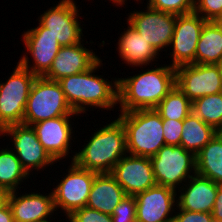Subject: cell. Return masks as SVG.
Listing matches in <instances>:
<instances>
[{
    "label": "cell",
    "mask_w": 222,
    "mask_h": 222,
    "mask_svg": "<svg viewBox=\"0 0 222 222\" xmlns=\"http://www.w3.org/2000/svg\"><path fill=\"white\" fill-rule=\"evenodd\" d=\"M154 64L152 69L140 66L143 71L128 76L118 77V109L130 112L139 109H155L161 100L176 85L175 68L167 64ZM156 66V67H155ZM161 66V67H160Z\"/></svg>",
    "instance_id": "6da1fadb"
},
{
    "label": "cell",
    "mask_w": 222,
    "mask_h": 222,
    "mask_svg": "<svg viewBox=\"0 0 222 222\" xmlns=\"http://www.w3.org/2000/svg\"><path fill=\"white\" fill-rule=\"evenodd\" d=\"M102 62L100 58L87 71L58 80L68 104L78 115H88L87 111L95 108L101 111L118 109V78L112 77L110 81L95 74L105 65Z\"/></svg>",
    "instance_id": "7a4b0ae2"
},
{
    "label": "cell",
    "mask_w": 222,
    "mask_h": 222,
    "mask_svg": "<svg viewBox=\"0 0 222 222\" xmlns=\"http://www.w3.org/2000/svg\"><path fill=\"white\" fill-rule=\"evenodd\" d=\"M84 140V145L76 152H72L74 162L81 168L98 174L111 173L114 166L127 154L126 131L122 122L112 120ZM87 142V144H86Z\"/></svg>",
    "instance_id": "3957f363"
},
{
    "label": "cell",
    "mask_w": 222,
    "mask_h": 222,
    "mask_svg": "<svg viewBox=\"0 0 222 222\" xmlns=\"http://www.w3.org/2000/svg\"><path fill=\"white\" fill-rule=\"evenodd\" d=\"M119 113L117 118L126 131L127 153L151 158L165 145L162 118L155 109Z\"/></svg>",
    "instance_id": "277c9868"
},
{
    "label": "cell",
    "mask_w": 222,
    "mask_h": 222,
    "mask_svg": "<svg viewBox=\"0 0 222 222\" xmlns=\"http://www.w3.org/2000/svg\"><path fill=\"white\" fill-rule=\"evenodd\" d=\"M65 115L78 114L68 104L58 81L37 76L29 92L23 124L32 126Z\"/></svg>",
    "instance_id": "5b68a950"
},
{
    "label": "cell",
    "mask_w": 222,
    "mask_h": 222,
    "mask_svg": "<svg viewBox=\"0 0 222 222\" xmlns=\"http://www.w3.org/2000/svg\"><path fill=\"white\" fill-rule=\"evenodd\" d=\"M150 160L156 184L176 192L196 174L195 155L181 145H164Z\"/></svg>",
    "instance_id": "8992f818"
},
{
    "label": "cell",
    "mask_w": 222,
    "mask_h": 222,
    "mask_svg": "<svg viewBox=\"0 0 222 222\" xmlns=\"http://www.w3.org/2000/svg\"><path fill=\"white\" fill-rule=\"evenodd\" d=\"M65 172L60 175L61 180L58 178L60 182L56 180L57 185L50 190L53 192L56 211L60 208L57 216L64 213L67 219L75 210L86 207L93 180L98 173L81 168L74 161Z\"/></svg>",
    "instance_id": "52a82bcc"
},
{
    "label": "cell",
    "mask_w": 222,
    "mask_h": 222,
    "mask_svg": "<svg viewBox=\"0 0 222 222\" xmlns=\"http://www.w3.org/2000/svg\"><path fill=\"white\" fill-rule=\"evenodd\" d=\"M9 78L0 81V120L6 127L23 123L31 86L37 77L18 62Z\"/></svg>",
    "instance_id": "ba28073f"
},
{
    "label": "cell",
    "mask_w": 222,
    "mask_h": 222,
    "mask_svg": "<svg viewBox=\"0 0 222 222\" xmlns=\"http://www.w3.org/2000/svg\"><path fill=\"white\" fill-rule=\"evenodd\" d=\"M75 0H59L42 12L37 20L57 38L61 46H71L84 41L83 25ZM80 20V22H79Z\"/></svg>",
    "instance_id": "9c48e42d"
},
{
    "label": "cell",
    "mask_w": 222,
    "mask_h": 222,
    "mask_svg": "<svg viewBox=\"0 0 222 222\" xmlns=\"http://www.w3.org/2000/svg\"><path fill=\"white\" fill-rule=\"evenodd\" d=\"M38 24L36 27L23 30L24 33L21 35L23 39L20 41L24 43V50L26 49L27 52L22 51L23 54L18 63L36 76H44L51 68L61 45L57 38L49 33L48 29L39 21Z\"/></svg>",
    "instance_id": "30bf717a"
},
{
    "label": "cell",
    "mask_w": 222,
    "mask_h": 222,
    "mask_svg": "<svg viewBox=\"0 0 222 222\" xmlns=\"http://www.w3.org/2000/svg\"><path fill=\"white\" fill-rule=\"evenodd\" d=\"M5 136L10 137L9 144L12 143V146L9 144L7 146L17 155L23 169L29 176L34 177L33 170L37 171L36 175L39 171H44L49 166L52 168L56 164L39 142L32 126L23 123L10 125L6 129Z\"/></svg>",
    "instance_id": "8fae6325"
},
{
    "label": "cell",
    "mask_w": 222,
    "mask_h": 222,
    "mask_svg": "<svg viewBox=\"0 0 222 222\" xmlns=\"http://www.w3.org/2000/svg\"><path fill=\"white\" fill-rule=\"evenodd\" d=\"M145 7L143 11H130L125 21L132 25L159 55L162 51L167 53L177 15L158 11L146 5Z\"/></svg>",
    "instance_id": "7c38bea8"
},
{
    "label": "cell",
    "mask_w": 222,
    "mask_h": 222,
    "mask_svg": "<svg viewBox=\"0 0 222 222\" xmlns=\"http://www.w3.org/2000/svg\"><path fill=\"white\" fill-rule=\"evenodd\" d=\"M175 71L176 85L191 102L222 92L220 64H186L176 67Z\"/></svg>",
    "instance_id": "4fadbf2b"
},
{
    "label": "cell",
    "mask_w": 222,
    "mask_h": 222,
    "mask_svg": "<svg viewBox=\"0 0 222 222\" xmlns=\"http://www.w3.org/2000/svg\"><path fill=\"white\" fill-rule=\"evenodd\" d=\"M207 21L193 12L176 16L174 32L169 46L170 66L195 64L197 43L204 24ZM171 48V49H170Z\"/></svg>",
    "instance_id": "5bb4252c"
},
{
    "label": "cell",
    "mask_w": 222,
    "mask_h": 222,
    "mask_svg": "<svg viewBox=\"0 0 222 222\" xmlns=\"http://www.w3.org/2000/svg\"><path fill=\"white\" fill-rule=\"evenodd\" d=\"M76 116L79 117L80 115L59 116L32 125L43 148L56 163L59 162V165L62 159L68 157L71 158L70 161H74L75 157L69 154H71L70 150L74 146L72 143L77 139L74 137L75 131L72 126L74 125V119L77 118Z\"/></svg>",
    "instance_id": "9a60e30c"
},
{
    "label": "cell",
    "mask_w": 222,
    "mask_h": 222,
    "mask_svg": "<svg viewBox=\"0 0 222 222\" xmlns=\"http://www.w3.org/2000/svg\"><path fill=\"white\" fill-rule=\"evenodd\" d=\"M136 199V222L174 221L177 192L171 188L155 185L138 193Z\"/></svg>",
    "instance_id": "2e32d148"
},
{
    "label": "cell",
    "mask_w": 222,
    "mask_h": 222,
    "mask_svg": "<svg viewBox=\"0 0 222 222\" xmlns=\"http://www.w3.org/2000/svg\"><path fill=\"white\" fill-rule=\"evenodd\" d=\"M125 193L136 196L156 185L150 158L127 153L110 173Z\"/></svg>",
    "instance_id": "e0dca14e"
},
{
    "label": "cell",
    "mask_w": 222,
    "mask_h": 222,
    "mask_svg": "<svg viewBox=\"0 0 222 222\" xmlns=\"http://www.w3.org/2000/svg\"><path fill=\"white\" fill-rule=\"evenodd\" d=\"M43 193V194H42ZM24 192L11 191L8 204L12 210L13 220L19 222H45L57 215L54 206L53 192ZM56 212V213H55Z\"/></svg>",
    "instance_id": "ac0fdd59"
},
{
    "label": "cell",
    "mask_w": 222,
    "mask_h": 222,
    "mask_svg": "<svg viewBox=\"0 0 222 222\" xmlns=\"http://www.w3.org/2000/svg\"><path fill=\"white\" fill-rule=\"evenodd\" d=\"M85 41L71 45L61 46L57 56L45 78L58 81L66 76L76 75L90 69L99 59L98 55L85 47Z\"/></svg>",
    "instance_id": "d6986e66"
},
{
    "label": "cell",
    "mask_w": 222,
    "mask_h": 222,
    "mask_svg": "<svg viewBox=\"0 0 222 222\" xmlns=\"http://www.w3.org/2000/svg\"><path fill=\"white\" fill-rule=\"evenodd\" d=\"M219 184L195 174L177 191V206L191 212L211 213Z\"/></svg>",
    "instance_id": "ffe728a7"
},
{
    "label": "cell",
    "mask_w": 222,
    "mask_h": 222,
    "mask_svg": "<svg viewBox=\"0 0 222 222\" xmlns=\"http://www.w3.org/2000/svg\"><path fill=\"white\" fill-rule=\"evenodd\" d=\"M128 25L124 31L121 32L118 36V42L116 50L118 52V57L121 59L122 64L125 63L128 66L132 67H140V66H152L155 64L156 59L162 58V56L153 49V47L150 45L148 41H146L142 35L139 34V32L134 29L132 25H130L128 22L126 23ZM158 56V57H157ZM160 57V58H159ZM153 63V64H152Z\"/></svg>",
    "instance_id": "44dd1931"
},
{
    "label": "cell",
    "mask_w": 222,
    "mask_h": 222,
    "mask_svg": "<svg viewBox=\"0 0 222 222\" xmlns=\"http://www.w3.org/2000/svg\"><path fill=\"white\" fill-rule=\"evenodd\" d=\"M127 194L110 173L97 174L93 180L86 207L112 215Z\"/></svg>",
    "instance_id": "7402d4cb"
},
{
    "label": "cell",
    "mask_w": 222,
    "mask_h": 222,
    "mask_svg": "<svg viewBox=\"0 0 222 222\" xmlns=\"http://www.w3.org/2000/svg\"><path fill=\"white\" fill-rule=\"evenodd\" d=\"M195 157L196 174L222 185V132H218Z\"/></svg>",
    "instance_id": "603a6c76"
},
{
    "label": "cell",
    "mask_w": 222,
    "mask_h": 222,
    "mask_svg": "<svg viewBox=\"0 0 222 222\" xmlns=\"http://www.w3.org/2000/svg\"><path fill=\"white\" fill-rule=\"evenodd\" d=\"M222 63V31L214 21H207L201 31L195 53V64Z\"/></svg>",
    "instance_id": "cb8c5ba5"
},
{
    "label": "cell",
    "mask_w": 222,
    "mask_h": 222,
    "mask_svg": "<svg viewBox=\"0 0 222 222\" xmlns=\"http://www.w3.org/2000/svg\"><path fill=\"white\" fill-rule=\"evenodd\" d=\"M218 132L191 112L183 120L180 145L196 155Z\"/></svg>",
    "instance_id": "d4e9b609"
},
{
    "label": "cell",
    "mask_w": 222,
    "mask_h": 222,
    "mask_svg": "<svg viewBox=\"0 0 222 222\" xmlns=\"http://www.w3.org/2000/svg\"><path fill=\"white\" fill-rule=\"evenodd\" d=\"M30 176L23 169L17 155L8 146L0 147V187L11 191L21 190Z\"/></svg>",
    "instance_id": "484cf974"
},
{
    "label": "cell",
    "mask_w": 222,
    "mask_h": 222,
    "mask_svg": "<svg viewBox=\"0 0 222 222\" xmlns=\"http://www.w3.org/2000/svg\"><path fill=\"white\" fill-rule=\"evenodd\" d=\"M155 110L162 119L183 121L192 112V102L175 85Z\"/></svg>",
    "instance_id": "4316f807"
},
{
    "label": "cell",
    "mask_w": 222,
    "mask_h": 222,
    "mask_svg": "<svg viewBox=\"0 0 222 222\" xmlns=\"http://www.w3.org/2000/svg\"><path fill=\"white\" fill-rule=\"evenodd\" d=\"M192 112L217 132H221L222 92L195 99L192 102Z\"/></svg>",
    "instance_id": "83f0119b"
},
{
    "label": "cell",
    "mask_w": 222,
    "mask_h": 222,
    "mask_svg": "<svg viewBox=\"0 0 222 222\" xmlns=\"http://www.w3.org/2000/svg\"><path fill=\"white\" fill-rule=\"evenodd\" d=\"M152 9L174 15L187 14L194 11L195 0H146Z\"/></svg>",
    "instance_id": "f1b7e54d"
},
{
    "label": "cell",
    "mask_w": 222,
    "mask_h": 222,
    "mask_svg": "<svg viewBox=\"0 0 222 222\" xmlns=\"http://www.w3.org/2000/svg\"><path fill=\"white\" fill-rule=\"evenodd\" d=\"M111 217L113 222H136L135 196L126 195L114 208Z\"/></svg>",
    "instance_id": "f546056e"
},
{
    "label": "cell",
    "mask_w": 222,
    "mask_h": 222,
    "mask_svg": "<svg viewBox=\"0 0 222 222\" xmlns=\"http://www.w3.org/2000/svg\"><path fill=\"white\" fill-rule=\"evenodd\" d=\"M194 12L206 21L222 18V0H195Z\"/></svg>",
    "instance_id": "4dcf8cb0"
},
{
    "label": "cell",
    "mask_w": 222,
    "mask_h": 222,
    "mask_svg": "<svg viewBox=\"0 0 222 222\" xmlns=\"http://www.w3.org/2000/svg\"><path fill=\"white\" fill-rule=\"evenodd\" d=\"M67 222H113L109 214L102 213L98 210L83 207L75 210L67 217Z\"/></svg>",
    "instance_id": "1f68e13d"
},
{
    "label": "cell",
    "mask_w": 222,
    "mask_h": 222,
    "mask_svg": "<svg viewBox=\"0 0 222 222\" xmlns=\"http://www.w3.org/2000/svg\"><path fill=\"white\" fill-rule=\"evenodd\" d=\"M165 145L179 146L183 131V121L162 119Z\"/></svg>",
    "instance_id": "d6a6232c"
},
{
    "label": "cell",
    "mask_w": 222,
    "mask_h": 222,
    "mask_svg": "<svg viewBox=\"0 0 222 222\" xmlns=\"http://www.w3.org/2000/svg\"><path fill=\"white\" fill-rule=\"evenodd\" d=\"M174 222H214L212 213L191 212L180 209L178 206L175 210Z\"/></svg>",
    "instance_id": "836d02e7"
},
{
    "label": "cell",
    "mask_w": 222,
    "mask_h": 222,
    "mask_svg": "<svg viewBox=\"0 0 222 222\" xmlns=\"http://www.w3.org/2000/svg\"><path fill=\"white\" fill-rule=\"evenodd\" d=\"M211 213L214 222H222V185L218 186L217 196Z\"/></svg>",
    "instance_id": "e575fe53"
},
{
    "label": "cell",
    "mask_w": 222,
    "mask_h": 222,
    "mask_svg": "<svg viewBox=\"0 0 222 222\" xmlns=\"http://www.w3.org/2000/svg\"><path fill=\"white\" fill-rule=\"evenodd\" d=\"M13 214L10 205L7 203L0 209V222H12Z\"/></svg>",
    "instance_id": "d590c367"
},
{
    "label": "cell",
    "mask_w": 222,
    "mask_h": 222,
    "mask_svg": "<svg viewBox=\"0 0 222 222\" xmlns=\"http://www.w3.org/2000/svg\"><path fill=\"white\" fill-rule=\"evenodd\" d=\"M9 195L10 191L8 189L0 187V209L8 203Z\"/></svg>",
    "instance_id": "8d00e7d4"
},
{
    "label": "cell",
    "mask_w": 222,
    "mask_h": 222,
    "mask_svg": "<svg viewBox=\"0 0 222 222\" xmlns=\"http://www.w3.org/2000/svg\"><path fill=\"white\" fill-rule=\"evenodd\" d=\"M109 2H111L112 1V4H113V6L114 7H116L117 9H118V7L120 6V7H124V5H126L127 6V4H126V2H127V0H108ZM134 1H136V2H139L138 4L140 5V3L142 4V3H144V2H141V1H144V0H134ZM118 6V7H117Z\"/></svg>",
    "instance_id": "74e56055"
},
{
    "label": "cell",
    "mask_w": 222,
    "mask_h": 222,
    "mask_svg": "<svg viewBox=\"0 0 222 222\" xmlns=\"http://www.w3.org/2000/svg\"><path fill=\"white\" fill-rule=\"evenodd\" d=\"M6 129H7L6 125L0 120V139L1 136L5 137Z\"/></svg>",
    "instance_id": "f35d334b"
},
{
    "label": "cell",
    "mask_w": 222,
    "mask_h": 222,
    "mask_svg": "<svg viewBox=\"0 0 222 222\" xmlns=\"http://www.w3.org/2000/svg\"><path fill=\"white\" fill-rule=\"evenodd\" d=\"M214 22L220 27V30L222 31V18L217 19V20L214 21Z\"/></svg>",
    "instance_id": "ab89813d"
},
{
    "label": "cell",
    "mask_w": 222,
    "mask_h": 222,
    "mask_svg": "<svg viewBox=\"0 0 222 222\" xmlns=\"http://www.w3.org/2000/svg\"><path fill=\"white\" fill-rule=\"evenodd\" d=\"M54 219V220H53ZM54 222L55 221V217L54 218H52L51 220H48V221H45V222Z\"/></svg>",
    "instance_id": "60d3db41"
}]
</instances>
